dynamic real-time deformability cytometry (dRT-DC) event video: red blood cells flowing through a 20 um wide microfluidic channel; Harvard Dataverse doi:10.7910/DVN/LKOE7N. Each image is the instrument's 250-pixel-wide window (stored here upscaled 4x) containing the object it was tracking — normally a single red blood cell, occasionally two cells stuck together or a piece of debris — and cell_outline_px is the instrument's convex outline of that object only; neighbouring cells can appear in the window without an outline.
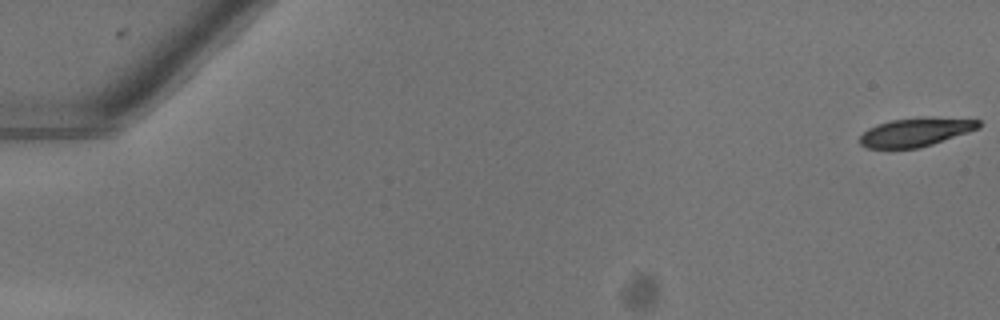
{"species": "common noctule bat (a hibernating species)", "species_latin": "Nyctalus noctula", "temperature_condition": "warm", "stored_images_in_passage": 53, "camera_frame_rate_fps": 3000, "um_per_image_px": 0.085, "animal": {"sex": "female"}, "frame": {"image": 1, "passage_image": 1, "time_ms": 0.0, "image_size_px": [1000, 320], "cell_outline_px": [[980, 128], [920, 148], [868, 148], [860, 144], [860, 136], [868, 128], [892, 120], [924, 116], [980, 120]], "centroid_in_image_um": [77.85, 11.22], "position_along_channel_um": 7.2, "area_um2": 19.71}}
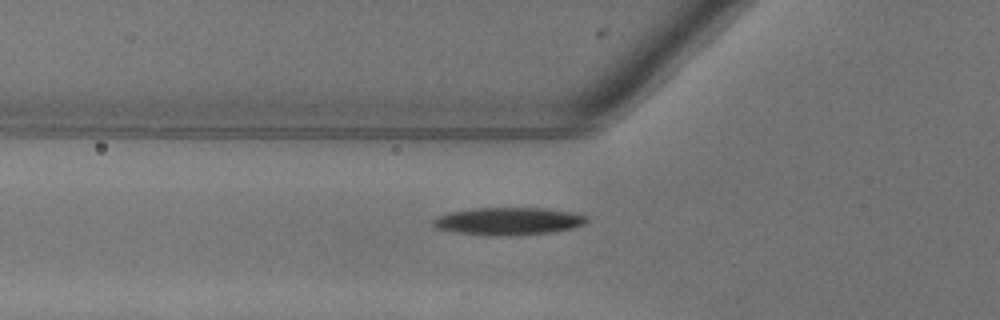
{"frame": {"image": 2, "passage_image": 20, "time_ms": 6.333, "image_size_px": [1000, 320], "cell_outline_px": [[592, 220], [584, 224], [572, 228], [548, 232], [508, 236], [488, 236], [456, 232], [436, 228], [432, 224], [432, 220], [440, 216], [452, 212], [472, 208], [544, 208], [580, 212], [588, 216]], "centroid_in_image_um": [43.3, 18.79], "position_along_channel_um": 82.5, "area_um2": 24.91}}
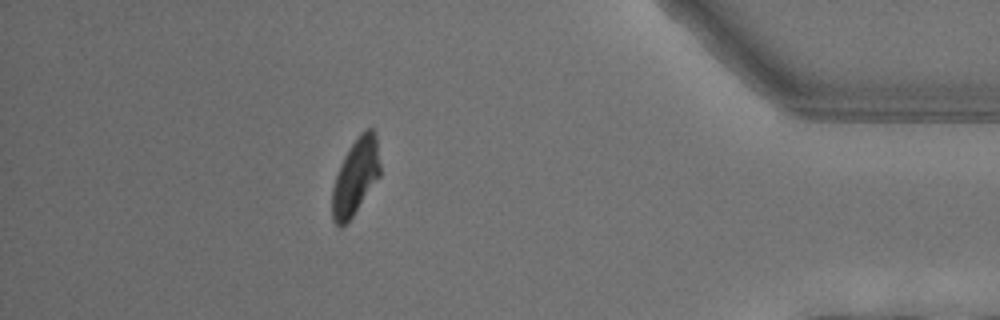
{"frame": {"image": 3, "passage_image": 47, "time_ms": 15.333, "image_size_px": [1000, 320], "cell_outline_px": [[380, 176], [352, 216], [340, 228], [332, 220], [332, 188], [340, 164], [344, 156], [360, 132], [368, 128], [372, 128], [376, 132], [380, 164]], "centroid_in_image_um": [30.22, 14.99], "position_along_channel_um": 405.0, "area_um2": 21.15}, "authors_computed_cell_mechanics": {"area_um2": 22.542, "velocity_mm_per_s": 4.0454, "shape_relaxation_time_tau1_ms": 3.6147, "shape_relaxation_time_tau2_ms": null, "deformation_change_tau1": 0.1557, "deformation_change_tau2": null}}